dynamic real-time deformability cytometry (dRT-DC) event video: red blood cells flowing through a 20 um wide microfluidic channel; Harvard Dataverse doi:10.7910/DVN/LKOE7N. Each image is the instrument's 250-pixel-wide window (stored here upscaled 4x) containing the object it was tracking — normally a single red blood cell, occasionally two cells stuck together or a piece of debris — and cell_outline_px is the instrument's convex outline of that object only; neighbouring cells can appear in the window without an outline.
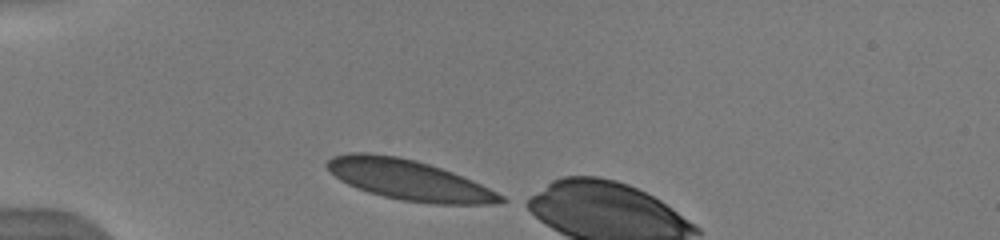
{"species": "human", "species_latin": "Homo sapiens", "temperature_condition": "warm", "stored_images_in_passage": 4, "camera_frame_rate_fps": 3000, "um_per_image_px": 0.085, "donor": {"sex": "male"}, "frame": {"image": 1, "passage_image": 1, "time_ms": 0.0, "image_size_px": [1000, 240], "cell_outline_px": [[508, 200], [492, 204], [432, 204], [400, 200], [368, 192], [356, 188], [340, 180], [324, 164], [332, 156], [348, 152], [368, 152], [400, 156], [416, 160], [452, 172], [472, 180], [504, 196]], "centroid_in_image_um": [34.72, 15.28], "position_along_channel_um": 50.3, "area_um2": 40.75}}